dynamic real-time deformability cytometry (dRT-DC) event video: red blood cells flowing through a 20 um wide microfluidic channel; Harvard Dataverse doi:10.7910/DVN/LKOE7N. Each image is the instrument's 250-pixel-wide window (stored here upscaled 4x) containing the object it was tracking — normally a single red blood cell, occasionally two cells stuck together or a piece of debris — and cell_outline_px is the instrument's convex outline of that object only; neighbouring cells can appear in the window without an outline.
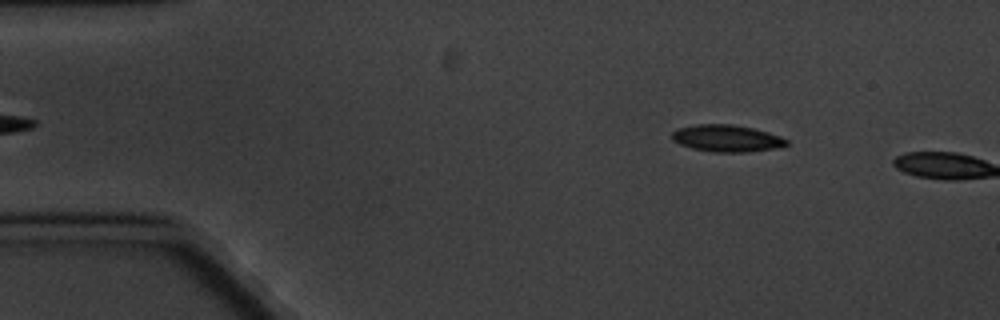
{"species": "common noctule bat (a hibernating species)", "species_latin": "Nyctalus noctula", "temperature_condition": "cold", "stored_images_in_passage": 3, "camera_frame_rate_fps": 3000, "um_per_image_px": 0.085, "animal": {"sex": "male", "body_mass_g": 20.1, "forearm_length_mm": 53.5}, "frame": {"image": 1, "passage_image": 2, "time_ms": 1.333, "image_size_px": [1000, 320], "cell_outline_px": [[788, 144], [784, 148], [744, 152], [712, 152], [692, 148], [680, 144], [672, 140], [672, 132], [680, 128], [696, 124], [732, 124], [752, 128], [768, 132], [780, 136], [788, 140]], "centroid_in_image_um": [61.82, 11.77], "position_along_channel_um": 23.2, "area_um2": 18.09}}